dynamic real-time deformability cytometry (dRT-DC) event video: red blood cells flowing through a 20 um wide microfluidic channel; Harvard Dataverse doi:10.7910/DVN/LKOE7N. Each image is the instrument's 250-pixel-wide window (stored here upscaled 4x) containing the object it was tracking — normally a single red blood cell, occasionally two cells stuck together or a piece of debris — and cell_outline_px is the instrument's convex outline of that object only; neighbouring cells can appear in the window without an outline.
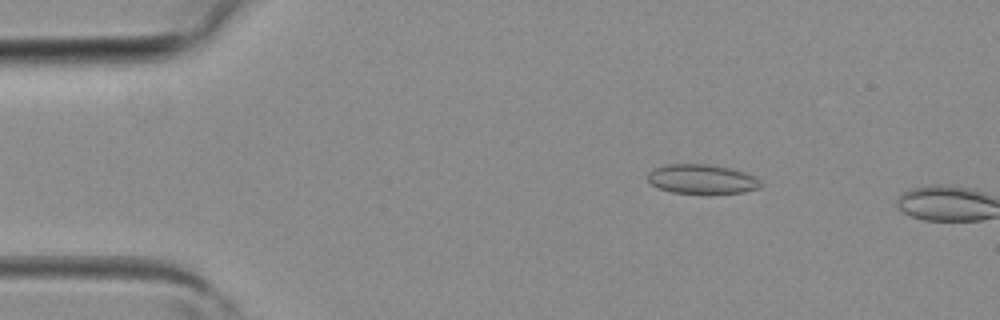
{"species": "common noctule bat (a hibernating species)", "species_latin": "Nyctalus noctula", "temperature_condition": "room temperature", "stored_images_in_passage": 3, "camera_frame_rate_fps": 3000, "um_per_image_px": 0.085, "animal": {"sex": "female", "body_mass_g": 19.3, "forearm_length_mm": 54.1}, "frame": {"image": 1, "passage_image": 2, "time_ms": 0.333, "image_size_px": [1000, 320], "cell_outline_px": [[760, 188], [744, 192], [708, 196], [672, 192], [656, 188], [648, 180], [648, 172], [664, 164], [708, 164], [728, 168], [744, 172], [752, 176], [760, 184]], "centroid_in_image_um": [59.62, 15.27], "position_along_channel_um": 25.4, "area_um2": 19.83}}